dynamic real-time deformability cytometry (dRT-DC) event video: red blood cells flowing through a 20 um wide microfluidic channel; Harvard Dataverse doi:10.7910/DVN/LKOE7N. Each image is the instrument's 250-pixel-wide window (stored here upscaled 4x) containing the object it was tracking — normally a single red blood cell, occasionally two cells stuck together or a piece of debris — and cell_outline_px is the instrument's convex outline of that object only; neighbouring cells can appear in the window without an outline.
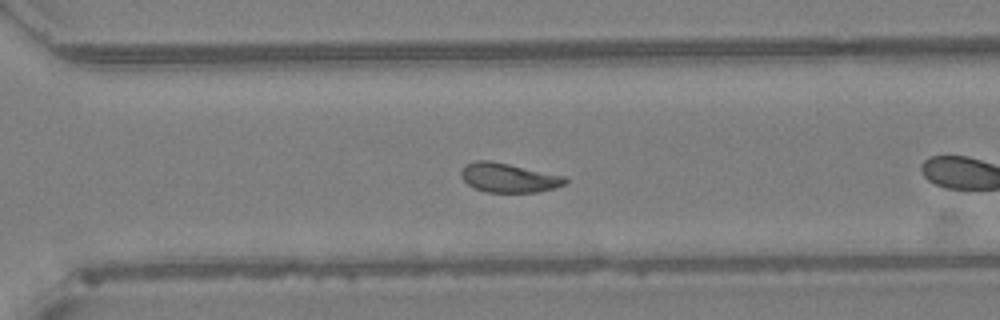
{"species": "Egyptian fruit bat (a non-hibernating species)", "species_latin": "Rousettus aegyptiacus", "temperature_condition": "warm", "stored_images_in_passage": 36, "camera_frame_rate_fps": 3000, "um_per_image_px": 0.085, "animal": {"sex": "female"}, "frame": {"image": 1, "passage_image": 21, "time_ms": 6.667, "image_size_px": [1000, 320], "cell_outline_px": [[568, 180], [564, 184], [552, 188], [536, 192], [488, 192], [476, 188], [468, 184], [460, 176], [460, 172], [464, 164], [476, 160], [488, 160], [508, 164], [564, 176]], "centroid_in_image_um": [43.18, 15.1], "position_along_channel_um": 327.4, "area_um2": 17.46}, "authors_computed_cell_mechanics": {"area_um2": 17.7735, "velocity_mm_per_s": 4.2621, "shape_relaxation_time_tau1_ms": 8.0277, "shape_relaxation_time_tau2_ms": 1.5374, "deformation_change_tau1": 0.1832, "deformation_change_tau2": 0.075}}